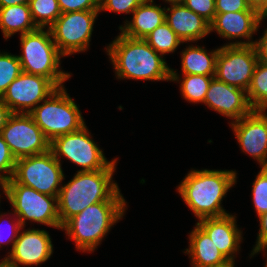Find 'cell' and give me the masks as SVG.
<instances>
[{"label": "cell", "instance_id": "obj_15", "mask_svg": "<svg viewBox=\"0 0 267 267\" xmlns=\"http://www.w3.org/2000/svg\"><path fill=\"white\" fill-rule=\"evenodd\" d=\"M265 111H252L231 123L241 149L267 167V115Z\"/></svg>", "mask_w": 267, "mask_h": 267}, {"label": "cell", "instance_id": "obj_21", "mask_svg": "<svg viewBox=\"0 0 267 267\" xmlns=\"http://www.w3.org/2000/svg\"><path fill=\"white\" fill-rule=\"evenodd\" d=\"M189 239L190 248L186 251L192 256L193 267H211L227 260L198 224Z\"/></svg>", "mask_w": 267, "mask_h": 267}, {"label": "cell", "instance_id": "obj_17", "mask_svg": "<svg viewBox=\"0 0 267 267\" xmlns=\"http://www.w3.org/2000/svg\"><path fill=\"white\" fill-rule=\"evenodd\" d=\"M210 237L217 249L227 258L233 259L241 241V232L237 229L232 215L201 219L197 223Z\"/></svg>", "mask_w": 267, "mask_h": 267}, {"label": "cell", "instance_id": "obj_20", "mask_svg": "<svg viewBox=\"0 0 267 267\" xmlns=\"http://www.w3.org/2000/svg\"><path fill=\"white\" fill-rule=\"evenodd\" d=\"M153 0H145L133 12V22L126 23L121 34L132 39H144L156 27L165 21V8L149 4Z\"/></svg>", "mask_w": 267, "mask_h": 267}, {"label": "cell", "instance_id": "obj_2", "mask_svg": "<svg viewBox=\"0 0 267 267\" xmlns=\"http://www.w3.org/2000/svg\"><path fill=\"white\" fill-rule=\"evenodd\" d=\"M110 56L118 78L178 81V75L166 66V62L144 40L132 39L120 34L109 45Z\"/></svg>", "mask_w": 267, "mask_h": 267}, {"label": "cell", "instance_id": "obj_12", "mask_svg": "<svg viewBox=\"0 0 267 267\" xmlns=\"http://www.w3.org/2000/svg\"><path fill=\"white\" fill-rule=\"evenodd\" d=\"M86 126L81 129L58 136L50 142V151L54 157L65 156L73 163L83 167L80 171H97L106 169L111 163L106 160L103 152L89 138Z\"/></svg>", "mask_w": 267, "mask_h": 267}, {"label": "cell", "instance_id": "obj_19", "mask_svg": "<svg viewBox=\"0 0 267 267\" xmlns=\"http://www.w3.org/2000/svg\"><path fill=\"white\" fill-rule=\"evenodd\" d=\"M261 18L258 11H239L232 13H216L210 23V31L216 29L224 38L252 37L257 31Z\"/></svg>", "mask_w": 267, "mask_h": 267}, {"label": "cell", "instance_id": "obj_28", "mask_svg": "<svg viewBox=\"0 0 267 267\" xmlns=\"http://www.w3.org/2000/svg\"><path fill=\"white\" fill-rule=\"evenodd\" d=\"M18 56L0 54V97L6 92L11 82L22 73Z\"/></svg>", "mask_w": 267, "mask_h": 267}, {"label": "cell", "instance_id": "obj_23", "mask_svg": "<svg viewBox=\"0 0 267 267\" xmlns=\"http://www.w3.org/2000/svg\"><path fill=\"white\" fill-rule=\"evenodd\" d=\"M219 49L211 52L210 56L206 50L198 47H188L182 52V71L183 75H204L215 76L216 58Z\"/></svg>", "mask_w": 267, "mask_h": 267}, {"label": "cell", "instance_id": "obj_7", "mask_svg": "<svg viewBox=\"0 0 267 267\" xmlns=\"http://www.w3.org/2000/svg\"><path fill=\"white\" fill-rule=\"evenodd\" d=\"M2 188L22 227L25 225V219H29L62 229L56 196L43 194L33 188L18 184L13 178L5 182ZM54 202H56L55 205Z\"/></svg>", "mask_w": 267, "mask_h": 267}, {"label": "cell", "instance_id": "obj_42", "mask_svg": "<svg viewBox=\"0 0 267 267\" xmlns=\"http://www.w3.org/2000/svg\"><path fill=\"white\" fill-rule=\"evenodd\" d=\"M0 267H15L12 264H10L6 259H4L1 263H0Z\"/></svg>", "mask_w": 267, "mask_h": 267}, {"label": "cell", "instance_id": "obj_10", "mask_svg": "<svg viewBox=\"0 0 267 267\" xmlns=\"http://www.w3.org/2000/svg\"><path fill=\"white\" fill-rule=\"evenodd\" d=\"M258 62L254 45H225L219 48L214 77L247 91Z\"/></svg>", "mask_w": 267, "mask_h": 267}, {"label": "cell", "instance_id": "obj_3", "mask_svg": "<svg viewBox=\"0 0 267 267\" xmlns=\"http://www.w3.org/2000/svg\"><path fill=\"white\" fill-rule=\"evenodd\" d=\"M234 171L193 170L178 187V192L193 213L201 220L228 213L221 207L222 198L236 182Z\"/></svg>", "mask_w": 267, "mask_h": 267}, {"label": "cell", "instance_id": "obj_29", "mask_svg": "<svg viewBox=\"0 0 267 267\" xmlns=\"http://www.w3.org/2000/svg\"><path fill=\"white\" fill-rule=\"evenodd\" d=\"M253 202L258 216L267 211V167H262L253 183Z\"/></svg>", "mask_w": 267, "mask_h": 267}, {"label": "cell", "instance_id": "obj_33", "mask_svg": "<svg viewBox=\"0 0 267 267\" xmlns=\"http://www.w3.org/2000/svg\"><path fill=\"white\" fill-rule=\"evenodd\" d=\"M145 0H100L99 10H109L115 12H134Z\"/></svg>", "mask_w": 267, "mask_h": 267}, {"label": "cell", "instance_id": "obj_31", "mask_svg": "<svg viewBox=\"0 0 267 267\" xmlns=\"http://www.w3.org/2000/svg\"><path fill=\"white\" fill-rule=\"evenodd\" d=\"M183 4L194 13L211 23L216 14L215 0H184Z\"/></svg>", "mask_w": 267, "mask_h": 267}, {"label": "cell", "instance_id": "obj_16", "mask_svg": "<svg viewBox=\"0 0 267 267\" xmlns=\"http://www.w3.org/2000/svg\"><path fill=\"white\" fill-rule=\"evenodd\" d=\"M244 92L246 94L247 91L230 86L214 77L210 82L204 103L220 114L238 121L253 111Z\"/></svg>", "mask_w": 267, "mask_h": 267}, {"label": "cell", "instance_id": "obj_39", "mask_svg": "<svg viewBox=\"0 0 267 267\" xmlns=\"http://www.w3.org/2000/svg\"><path fill=\"white\" fill-rule=\"evenodd\" d=\"M30 0H0V8L20 5V4H29Z\"/></svg>", "mask_w": 267, "mask_h": 267}, {"label": "cell", "instance_id": "obj_4", "mask_svg": "<svg viewBox=\"0 0 267 267\" xmlns=\"http://www.w3.org/2000/svg\"><path fill=\"white\" fill-rule=\"evenodd\" d=\"M124 210L125 201L98 202L70 218L62 229L76 242L77 249L93 251Z\"/></svg>", "mask_w": 267, "mask_h": 267}, {"label": "cell", "instance_id": "obj_1", "mask_svg": "<svg viewBox=\"0 0 267 267\" xmlns=\"http://www.w3.org/2000/svg\"><path fill=\"white\" fill-rule=\"evenodd\" d=\"M116 161L113 160L106 169L78 171L69 183L60 188L57 205L61 226L90 205L125 201L117 184L111 181Z\"/></svg>", "mask_w": 267, "mask_h": 267}, {"label": "cell", "instance_id": "obj_18", "mask_svg": "<svg viewBox=\"0 0 267 267\" xmlns=\"http://www.w3.org/2000/svg\"><path fill=\"white\" fill-rule=\"evenodd\" d=\"M167 11L171 14L165 13V22L182 42L199 40L211 32L210 23L184 4H173Z\"/></svg>", "mask_w": 267, "mask_h": 267}, {"label": "cell", "instance_id": "obj_40", "mask_svg": "<svg viewBox=\"0 0 267 267\" xmlns=\"http://www.w3.org/2000/svg\"><path fill=\"white\" fill-rule=\"evenodd\" d=\"M234 259H227L226 261H224L223 263L211 266V267H234Z\"/></svg>", "mask_w": 267, "mask_h": 267}, {"label": "cell", "instance_id": "obj_9", "mask_svg": "<svg viewBox=\"0 0 267 267\" xmlns=\"http://www.w3.org/2000/svg\"><path fill=\"white\" fill-rule=\"evenodd\" d=\"M100 10L62 13L48 28L60 53L71 55L88 48L94 20Z\"/></svg>", "mask_w": 267, "mask_h": 267}, {"label": "cell", "instance_id": "obj_11", "mask_svg": "<svg viewBox=\"0 0 267 267\" xmlns=\"http://www.w3.org/2000/svg\"><path fill=\"white\" fill-rule=\"evenodd\" d=\"M0 134L16 160L50 150V141L28 113H13Z\"/></svg>", "mask_w": 267, "mask_h": 267}, {"label": "cell", "instance_id": "obj_22", "mask_svg": "<svg viewBox=\"0 0 267 267\" xmlns=\"http://www.w3.org/2000/svg\"><path fill=\"white\" fill-rule=\"evenodd\" d=\"M0 27L5 39L15 32L21 35L38 29L34 23L29 4H20L0 8Z\"/></svg>", "mask_w": 267, "mask_h": 267}, {"label": "cell", "instance_id": "obj_24", "mask_svg": "<svg viewBox=\"0 0 267 267\" xmlns=\"http://www.w3.org/2000/svg\"><path fill=\"white\" fill-rule=\"evenodd\" d=\"M246 93L253 111H265L267 109V64L257 63Z\"/></svg>", "mask_w": 267, "mask_h": 267}, {"label": "cell", "instance_id": "obj_41", "mask_svg": "<svg viewBox=\"0 0 267 267\" xmlns=\"http://www.w3.org/2000/svg\"><path fill=\"white\" fill-rule=\"evenodd\" d=\"M261 20L267 17V5L259 12Z\"/></svg>", "mask_w": 267, "mask_h": 267}, {"label": "cell", "instance_id": "obj_27", "mask_svg": "<svg viewBox=\"0 0 267 267\" xmlns=\"http://www.w3.org/2000/svg\"><path fill=\"white\" fill-rule=\"evenodd\" d=\"M214 76L184 75L181 83V92L189 102H203Z\"/></svg>", "mask_w": 267, "mask_h": 267}, {"label": "cell", "instance_id": "obj_6", "mask_svg": "<svg viewBox=\"0 0 267 267\" xmlns=\"http://www.w3.org/2000/svg\"><path fill=\"white\" fill-rule=\"evenodd\" d=\"M28 113L51 142L54 138L75 132L85 126L83 117L63 87L54 90Z\"/></svg>", "mask_w": 267, "mask_h": 267}, {"label": "cell", "instance_id": "obj_35", "mask_svg": "<svg viewBox=\"0 0 267 267\" xmlns=\"http://www.w3.org/2000/svg\"><path fill=\"white\" fill-rule=\"evenodd\" d=\"M229 45H254L258 61L267 64V30L265 31L264 36L258 42H236L230 43Z\"/></svg>", "mask_w": 267, "mask_h": 267}, {"label": "cell", "instance_id": "obj_30", "mask_svg": "<svg viewBox=\"0 0 267 267\" xmlns=\"http://www.w3.org/2000/svg\"><path fill=\"white\" fill-rule=\"evenodd\" d=\"M16 159L12 154L7 143L0 134V172L8 173L9 175H0V185L12 178L15 170Z\"/></svg>", "mask_w": 267, "mask_h": 267}, {"label": "cell", "instance_id": "obj_38", "mask_svg": "<svg viewBox=\"0 0 267 267\" xmlns=\"http://www.w3.org/2000/svg\"><path fill=\"white\" fill-rule=\"evenodd\" d=\"M249 6L260 12L266 5L267 0H247Z\"/></svg>", "mask_w": 267, "mask_h": 267}, {"label": "cell", "instance_id": "obj_36", "mask_svg": "<svg viewBox=\"0 0 267 267\" xmlns=\"http://www.w3.org/2000/svg\"><path fill=\"white\" fill-rule=\"evenodd\" d=\"M259 219L261 228L259 229L258 241L253 250V255L260 250L267 248V211L259 215Z\"/></svg>", "mask_w": 267, "mask_h": 267}, {"label": "cell", "instance_id": "obj_14", "mask_svg": "<svg viewBox=\"0 0 267 267\" xmlns=\"http://www.w3.org/2000/svg\"><path fill=\"white\" fill-rule=\"evenodd\" d=\"M16 222L12 227L15 235L10 236L12 239L9 240V242L13 241L11 253L5 259L15 267H19V264L28 266L45 262L53 252L48 233L44 230L32 229L17 235L23 227L19 221Z\"/></svg>", "mask_w": 267, "mask_h": 267}, {"label": "cell", "instance_id": "obj_37", "mask_svg": "<svg viewBox=\"0 0 267 267\" xmlns=\"http://www.w3.org/2000/svg\"><path fill=\"white\" fill-rule=\"evenodd\" d=\"M12 114L13 113L9 107L2 101V98L0 97V132Z\"/></svg>", "mask_w": 267, "mask_h": 267}, {"label": "cell", "instance_id": "obj_43", "mask_svg": "<svg viewBox=\"0 0 267 267\" xmlns=\"http://www.w3.org/2000/svg\"><path fill=\"white\" fill-rule=\"evenodd\" d=\"M167 2H170L171 5L173 4H183L184 0H166Z\"/></svg>", "mask_w": 267, "mask_h": 267}, {"label": "cell", "instance_id": "obj_26", "mask_svg": "<svg viewBox=\"0 0 267 267\" xmlns=\"http://www.w3.org/2000/svg\"><path fill=\"white\" fill-rule=\"evenodd\" d=\"M29 7L38 28H45L46 25L50 27L62 14L58 0H30Z\"/></svg>", "mask_w": 267, "mask_h": 267}, {"label": "cell", "instance_id": "obj_32", "mask_svg": "<svg viewBox=\"0 0 267 267\" xmlns=\"http://www.w3.org/2000/svg\"><path fill=\"white\" fill-rule=\"evenodd\" d=\"M61 13L99 10L100 0H58Z\"/></svg>", "mask_w": 267, "mask_h": 267}, {"label": "cell", "instance_id": "obj_25", "mask_svg": "<svg viewBox=\"0 0 267 267\" xmlns=\"http://www.w3.org/2000/svg\"><path fill=\"white\" fill-rule=\"evenodd\" d=\"M144 40L161 55L173 52L182 42L165 21L150 32Z\"/></svg>", "mask_w": 267, "mask_h": 267}, {"label": "cell", "instance_id": "obj_34", "mask_svg": "<svg viewBox=\"0 0 267 267\" xmlns=\"http://www.w3.org/2000/svg\"><path fill=\"white\" fill-rule=\"evenodd\" d=\"M215 2L216 13L257 11L249 6L247 0H215Z\"/></svg>", "mask_w": 267, "mask_h": 267}, {"label": "cell", "instance_id": "obj_13", "mask_svg": "<svg viewBox=\"0 0 267 267\" xmlns=\"http://www.w3.org/2000/svg\"><path fill=\"white\" fill-rule=\"evenodd\" d=\"M56 89L48 78L22 72L11 82L1 98L12 113H30L35 105L48 98ZM24 108L29 109L24 111Z\"/></svg>", "mask_w": 267, "mask_h": 267}, {"label": "cell", "instance_id": "obj_8", "mask_svg": "<svg viewBox=\"0 0 267 267\" xmlns=\"http://www.w3.org/2000/svg\"><path fill=\"white\" fill-rule=\"evenodd\" d=\"M12 178L21 185L58 198L59 183L64 179L60 160L49 150L46 153L16 160Z\"/></svg>", "mask_w": 267, "mask_h": 267}, {"label": "cell", "instance_id": "obj_44", "mask_svg": "<svg viewBox=\"0 0 267 267\" xmlns=\"http://www.w3.org/2000/svg\"><path fill=\"white\" fill-rule=\"evenodd\" d=\"M0 218H1V217H0ZM0 221H1V219H0ZM0 223H1V222H0ZM0 228H1V226H0ZM1 233H2V232H1V229H0V244L4 242L3 235H2ZM8 236H9V235H8Z\"/></svg>", "mask_w": 267, "mask_h": 267}, {"label": "cell", "instance_id": "obj_5", "mask_svg": "<svg viewBox=\"0 0 267 267\" xmlns=\"http://www.w3.org/2000/svg\"><path fill=\"white\" fill-rule=\"evenodd\" d=\"M50 37V29L45 32L43 28L21 35L23 55L18 59L23 72L46 77L59 88L70 74L58 70L63 55Z\"/></svg>", "mask_w": 267, "mask_h": 267}]
</instances>
